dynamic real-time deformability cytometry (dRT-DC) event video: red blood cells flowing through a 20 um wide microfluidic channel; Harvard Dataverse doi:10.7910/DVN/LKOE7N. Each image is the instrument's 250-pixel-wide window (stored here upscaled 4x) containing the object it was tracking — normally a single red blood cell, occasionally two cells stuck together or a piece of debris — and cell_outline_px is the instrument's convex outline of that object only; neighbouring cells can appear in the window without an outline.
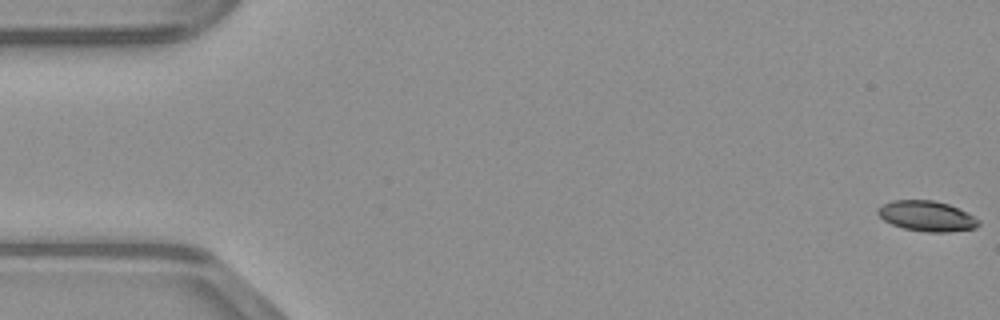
{"species": "common noctule bat (a hibernating species)", "species_latin": "Nyctalus noctula", "temperature_condition": "warm", "stored_images_in_passage": 49, "camera_frame_rate_fps": 3000, "um_per_image_px": 0.085, "animal": {"sex": "male", "body_mass_g": 23.1, "forearm_length_mm": 52.7}, "frame": {"image": 1, "passage_image": 1, "time_ms": 0.0, "image_size_px": [1000, 320], "cell_outline_px": [[980, 224], [976, 228], [948, 232], [928, 232], [904, 228], [892, 224], [884, 220], [876, 212], [884, 204], [892, 200], [932, 200], [948, 204], [980, 220]], "centroid_in_image_um": [78.78, 18.37], "position_along_channel_um": 6.2, "area_um2": 17.51}}
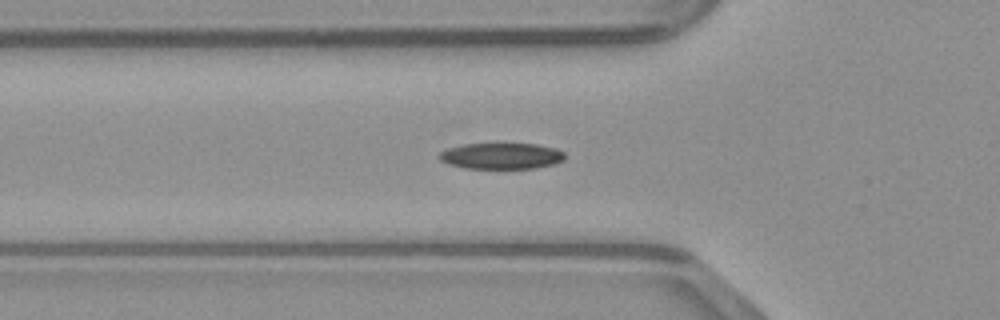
{"frame": {"image": 2, "passage_image": 17, "time_ms": 5.333, "image_size_px": [1000, 320], "cell_outline_px": [[564, 160], [552, 164], [536, 168], [464, 168], [448, 164], [440, 160], [436, 156], [440, 152], [448, 148], [464, 144], [536, 144], [556, 148], [564, 152]], "centroid_in_image_um": [42.59, 13.26], "position_along_channel_um": 83.2, "area_um2": 19.07}}
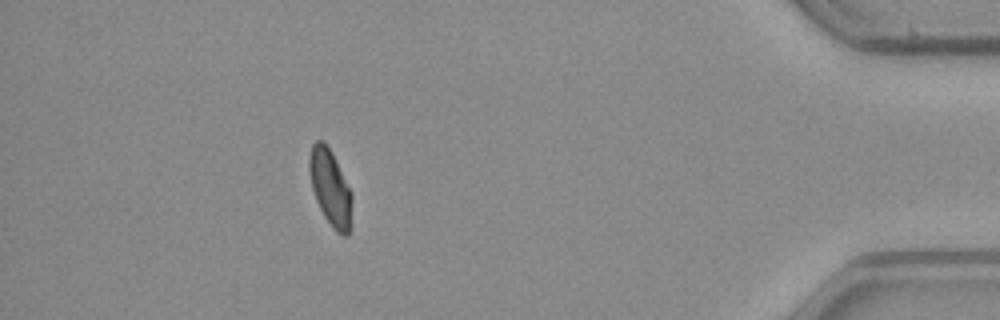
{"frame": {"image": 3, "passage_image": 44, "time_ms": 14.333, "image_size_px": [1000, 320], "cell_outline_px": [[352, 200], [348, 236], [340, 236], [332, 228], [324, 216], [316, 200], [312, 188], [308, 168], [308, 160], [312, 144], [316, 140], [324, 140], [332, 152], [352, 192]], "centroid_in_image_um": [28.07, 15.94], "position_along_channel_um": 407.1, "area_um2": 19.07}}